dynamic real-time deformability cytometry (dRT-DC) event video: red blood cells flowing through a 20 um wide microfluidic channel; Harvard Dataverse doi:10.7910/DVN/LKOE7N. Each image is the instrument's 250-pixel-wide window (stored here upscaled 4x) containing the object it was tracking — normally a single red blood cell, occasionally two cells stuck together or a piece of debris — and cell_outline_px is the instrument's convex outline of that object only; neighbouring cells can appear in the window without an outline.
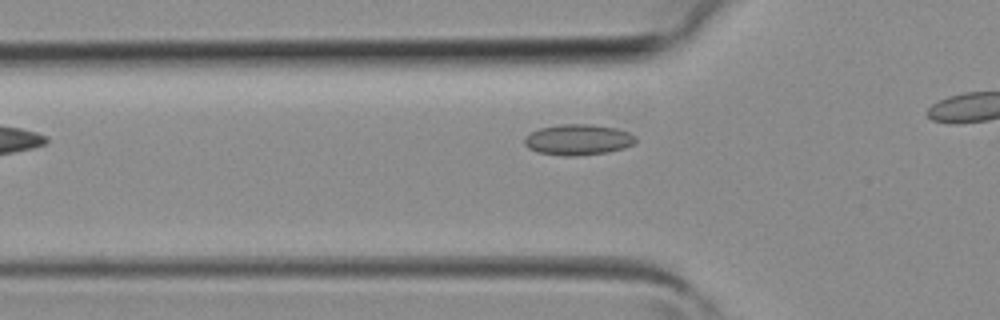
{"species": "common noctule bat (a hibernating species)", "species_latin": "Nyctalus noctula", "temperature_condition": "room temperature", "stored_images_in_passage": 4, "segment_of_instrument_passage": [1, 2], "camera_frame_rate_fps": 3000, "um_per_image_px": 0.085, "animal": {"sex": "female", "body_mass_g": 19.3, "forearm_length_mm": 54.1}, "frame": {"image": 1, "passage_image": 3, "time_ms": 0.667, "image_size_px": [1000, 320], "cell_outline_px": [[636, 144], [624, 148], [608, 152], [576, 156], [564, 156], [536, 152], [528, 148], [524, 144], [524, 136], [540, 128], [560, 124], [592, 124], [616, 128], [628, 132], [636, 136]], "centroid_in_image_um": [49.14, 11.88], "position_along_channel_um": 76.7, "area_um2": 20.17}}